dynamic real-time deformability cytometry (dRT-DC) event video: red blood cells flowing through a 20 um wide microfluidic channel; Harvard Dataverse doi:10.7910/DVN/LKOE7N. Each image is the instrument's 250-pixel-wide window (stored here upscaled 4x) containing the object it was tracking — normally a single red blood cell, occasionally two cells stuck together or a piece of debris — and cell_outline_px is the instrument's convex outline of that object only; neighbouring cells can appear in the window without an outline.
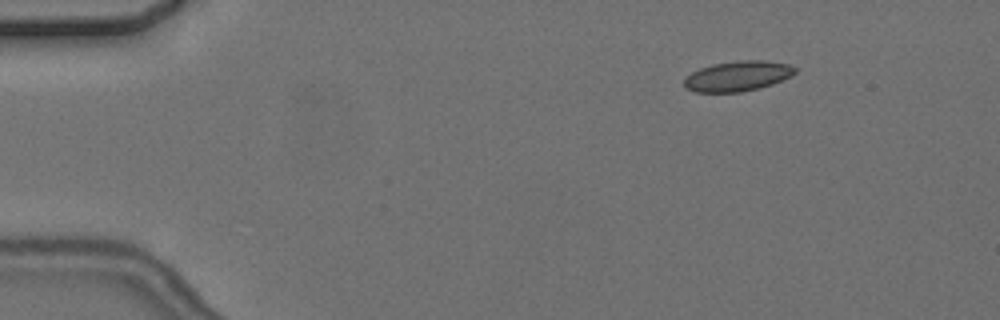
{"species": "common noctule bat (a hibernating species)", "species_latin": "Nyctalus noctula", "temperature_condition": "cold", "stored_images_in_passage": 5, "camera_frame_rate_fps": 3000, "um_per_image_px": 0.085, "animal": {"sex": "female", "body_mass_g": 24.6, "forearm_length_mm": 56.2}, "frame": {"image": 1, "passage_image": 2, "time_ms": 1.667, "image_size_px": [1000, 320], "cell_outline_px": [[796, 72], [792, 76], [772, 84], [760, 88], [740, 92], [696, 92], [684, 88], [684, 80], [692, 72], [700, 68], [712, 64], [740, 60], [764, 60], [788, 64], [796, 68]], "centroid_in_image_um": [62.71, 6.47], "position_along_channel_um": 22.3, "area_um2": 19.54}}